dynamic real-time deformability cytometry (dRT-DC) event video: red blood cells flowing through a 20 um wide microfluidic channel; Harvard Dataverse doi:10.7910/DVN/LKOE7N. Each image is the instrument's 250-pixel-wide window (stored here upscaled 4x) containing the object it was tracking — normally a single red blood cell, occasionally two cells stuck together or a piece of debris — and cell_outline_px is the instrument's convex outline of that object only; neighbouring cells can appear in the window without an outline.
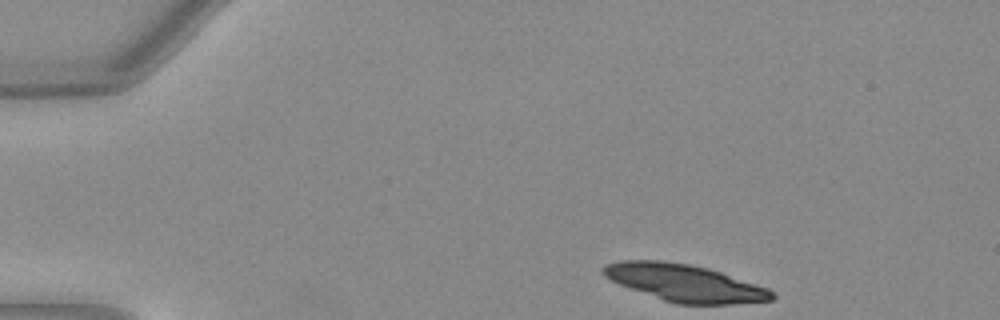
{"species": "Egyptian fruit bat (a non-hibernating species)", "species_latin": "Rousettus aegyptiacus", "temperature_condition": "warm", "stored_images_in_passage": 37, "camera_frame_rate_fps": 3000, "um_per_image_px": 0.085, "animal": {"sex": "female"}, "frame": {"image": 1, "passage_image": 1, "time_ms": 0.0, "image_size_px": [1000, 320], "cell_outline_px": [[776, 296], [772, 300], [732, 304], [676, 304], [664, 300], [620, 284], [604, 276], [600, 272], [600, 268], [604, 264], [620, 260], [660, 260], [688, 264], [708, 268], [768, 288]], "centroid_in_image_um": [58.17, 24.04], "position_along_channel_um": 26.8, "area_um2": 36.24}}
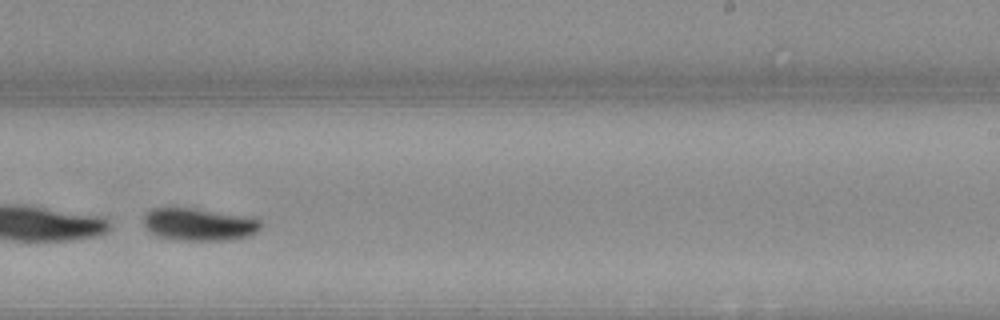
{"frame": {"image": 2, "passage_image": 26, "time_ms": 8.333, "image_size_px": [1000, 320], "cell_outline_px": [[260, 228], [256, 232], [248, 236], [232, 240], [176, 240], [156, 236], [148, 232], [144, 228], [144, 216], [152, 208], [192, 208], [260, 220]], "centroid_in_image_um": [16.82, 19.1], "position_along_channel_um": 272.2, "area_um2": 21.85}}
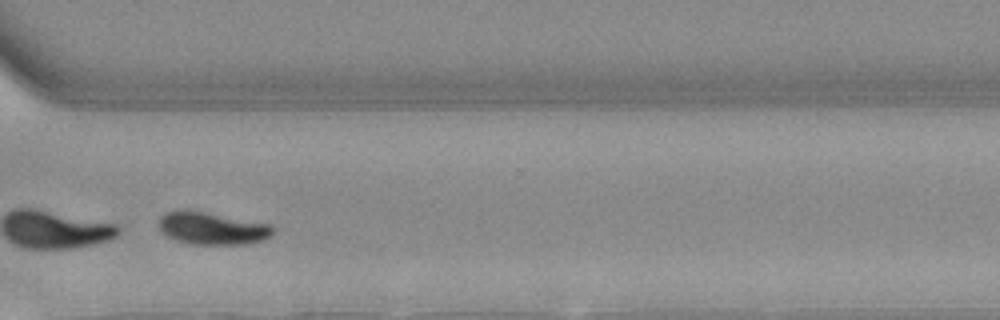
{"frame": {"image": 3, "passage_image": 32, "time_ms": 10.333, "image_size_px": [1000, 320], "cell_outline_px": [[272, 236], [264, 240], [248, 244], [192, 244], [176, 240], [168, 236], [160, 228], [160, 216], [168, 212], [204, 212], [272, 224]], "centroid_in_image_um": [18.12, 19.44], "position_along_channel_um": 352.5, "area_um2": 20.98}}